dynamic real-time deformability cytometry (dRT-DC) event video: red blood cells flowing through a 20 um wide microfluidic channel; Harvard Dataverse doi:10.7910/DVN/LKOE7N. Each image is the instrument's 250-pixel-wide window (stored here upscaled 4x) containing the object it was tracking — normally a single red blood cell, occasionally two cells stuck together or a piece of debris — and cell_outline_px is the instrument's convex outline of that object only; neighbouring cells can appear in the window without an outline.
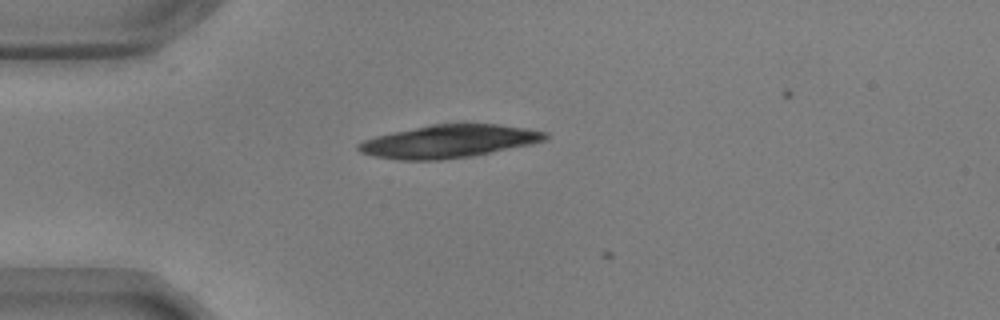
{"species": "common noctule bat (a hibernating species)", "species_latin": "Nyctalus noctula", "temperature_condition": "warm", "stored_images_in_passage": 4, "camera_frame_rate_fps": 3000, "um_per_image_px": 0.085, "animal": {"sex": "male", "body_mass_g": 17.9, "forearm_length_mm": 54.2}, "frame": {"image": 1, "passage_image": 3, "time_ms": 0.667, "image_size_px": [1000, 320], "cell_outline_px": [[548, 136], [544, 140], [532, 144], [472, 156], [440, 160], [400, 160], [376, 156], [360, 152], [356, 148], [356, 144], [364, 140], [376, 136], [392, 132], [432, 124], [500, 124], [528, 128], [548, 132]], "centroid_in_image_um": [38.17, 12.01], "position_along_channel_um": 46.8, "area_um2": 35.78}}